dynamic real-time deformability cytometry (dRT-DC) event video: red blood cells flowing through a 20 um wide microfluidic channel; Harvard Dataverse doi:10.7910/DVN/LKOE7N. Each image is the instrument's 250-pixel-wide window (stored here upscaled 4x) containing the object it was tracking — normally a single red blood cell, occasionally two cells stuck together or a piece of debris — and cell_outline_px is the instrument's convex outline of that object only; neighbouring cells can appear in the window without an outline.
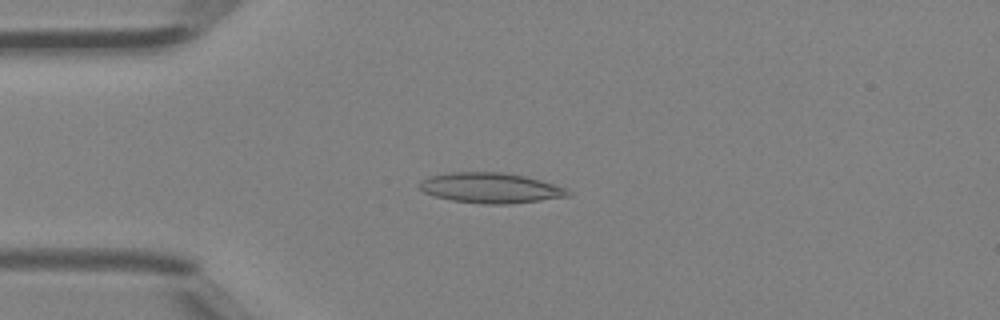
{"species": "Egyptian fruit bat (a non-hibernating species)", "species_latin": "Rousettus aegyptiacus", "temperature_condition": "room temperature", "stored_images_in_passage": 4, "camera_frame_rate_fps": 3000, "um_per_image_px": 0.085, "animal": {"sex": "female"}, "frame": {"image": 1, "passage_image": 3, "time_ms": 0.667, "image_size_px": [1000, 320], "cell_outline_px": [[572, 196], [508, 204], [484, 204], [452, 200], [432, 196], [424, 192], [420, 188], [420, 180], [428, 176], [448, 172], [504, 172], [524, 176], [540, 180], [564, 188], [572, 192]], "centroid_in_image_um": [41.67, 15.97], "position_along_channel_um": 43.3, "area_um2": 26.24}}